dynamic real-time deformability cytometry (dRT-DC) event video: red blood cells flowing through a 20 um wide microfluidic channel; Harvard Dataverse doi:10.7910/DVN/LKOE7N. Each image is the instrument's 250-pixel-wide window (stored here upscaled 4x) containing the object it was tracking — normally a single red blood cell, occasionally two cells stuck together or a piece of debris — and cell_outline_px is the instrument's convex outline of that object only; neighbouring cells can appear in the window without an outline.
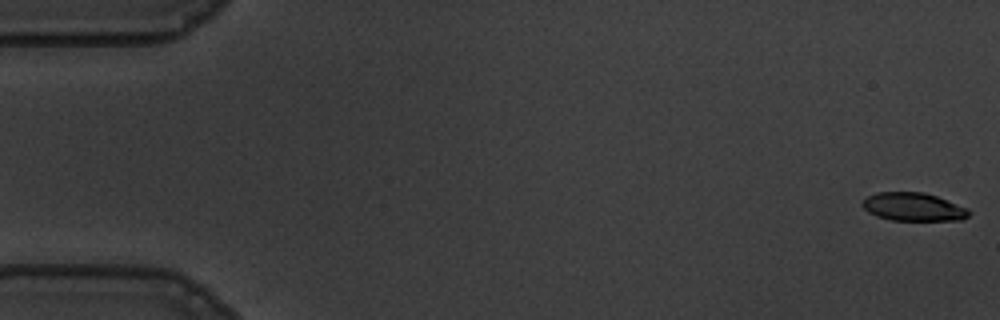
{"species": "common noctule bat (a hibernating species)", "species_latin": "Nyctalus noctula", "temperature_condition": "warm", "stored_images_in_passage": 56, "camera_frame_rate_fps": 3000, "um_per_image_px": 0.085, "animal": {"sex": "male", "body_mass_g": 19.5, "forearm_length_mm": 54.6}, "frame": {"image": 1, "passage_image": 1, "time_ms": 0.0, "image_size_px": [1000, 320], "cell_outline_px": [[972, 212], [968, 216], [960, 220], [892, 220], [876, 216], [868, 212], [860, 204], [868, 196], [876, 192], [924, 192], [936, 196], [968, 208]], "centroid_in_image_um": [77.63, 17.58], "position_along_channel_um": 7.4, "area_um2": 17.51}}
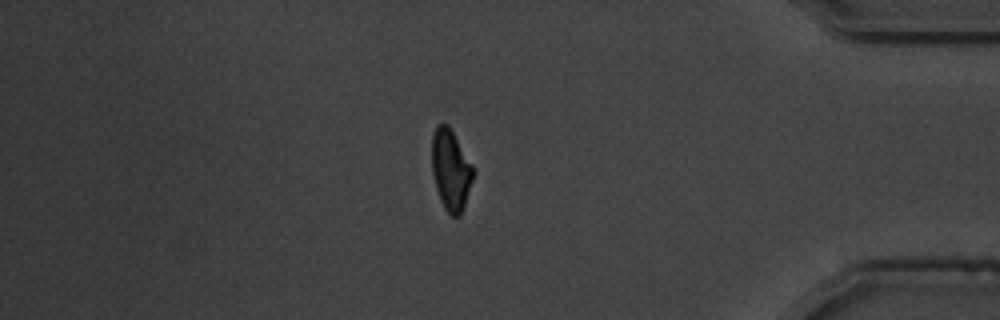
{"frame": {"image": 2, "passage_image": 48, "time_ms": 15.667, "image_size_px": [1000, 320], "cell_outline_px": [[472, 180], [460, 216], [452, 216], [444, 208], [440, 200], [436, 188], [432, 172], [432, 132], [436, 124], [448, 124], [472, 164]], "centroid_in_image_um": [38.28, 14.41], "position_along_channel_um": 396.9, "area_um2": 19.19}}
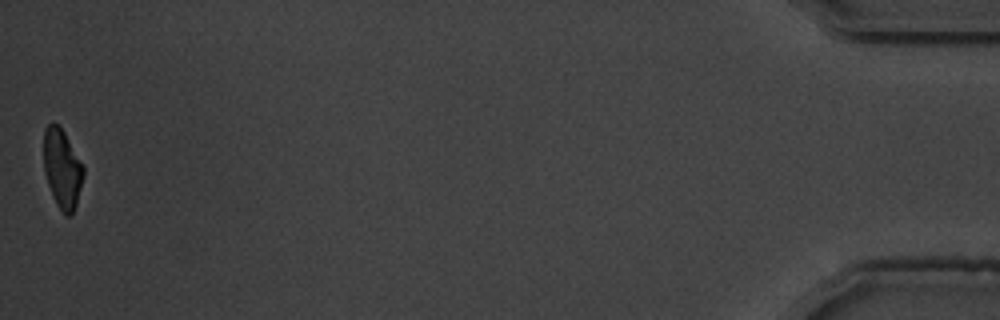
{"frame": {"image": 3, "passage_image": 56, "time_ms": 18.333, "image_size_px": [1000, 320], "cell_outline_px": [[84, 176], [76, 204], [72, 212], [68, 216], [56, 204], [52, 196], [44, 172], [44, 128], [52, 120], [64, 132], [84, 168]], "centroid_in_image_um": [5.27, 14.31], "position_along_channel_um": 429.9, "area_um2": 18.03}, "authors_computed_cell_mechanics": {"area_um2": 19.9699, "velocity_mm_per_s": 3.6131, "shape_relaxation_time_tau1_ms": 5.6877, "shape_relaxation_time_tau2_ms": 2.346, "deformation_change_tau1": 0.1873, "deformation_change_tau2": 0.0839}}